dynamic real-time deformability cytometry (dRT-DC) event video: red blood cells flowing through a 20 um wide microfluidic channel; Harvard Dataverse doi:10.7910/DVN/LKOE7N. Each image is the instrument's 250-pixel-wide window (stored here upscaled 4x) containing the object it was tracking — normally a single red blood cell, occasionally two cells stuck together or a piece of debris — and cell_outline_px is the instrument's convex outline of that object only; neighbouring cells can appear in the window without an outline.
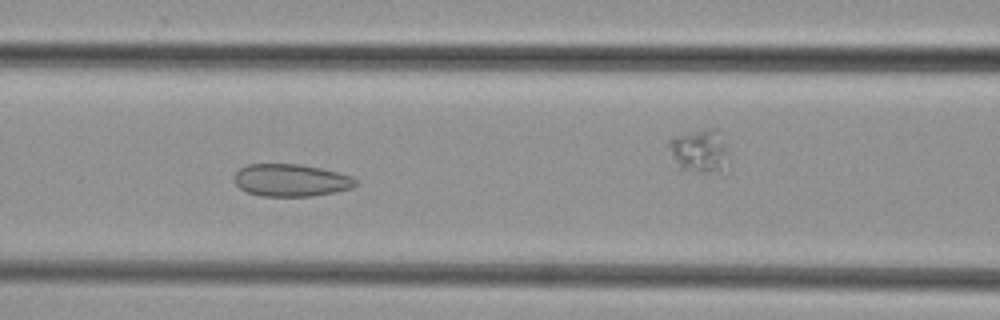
{"species": "common noctule bat (a hibernating species)", "species_latin": "Nyctalus noctula", "temperature_condition": "cold", "stored_images_in_passage": 48, "camera_frame_rate_fps": 3000, "um_per_image_px": 0.085, "animal": {"sex": "female", "body_mass_g": 29.2, "forearm_length_mm": 56.3}, "frame": {"image": 1, "passage_image": 19, "time_ms": 6.0, "image_size_px": [1000, 320], "cell_outline_px": [[356, 184], [352, 188], [312, 196], [260, 196], [248, 192], [240, 188], [232, 180], [232, 176], [240, 168], [248, 164], [300, 164], [320, 168], [352, 176], [356, 180]], "centroid_in_image_um": [24.68, 15.32], "position_along_channel_um": 141.9, "area_um2": 22.89}}
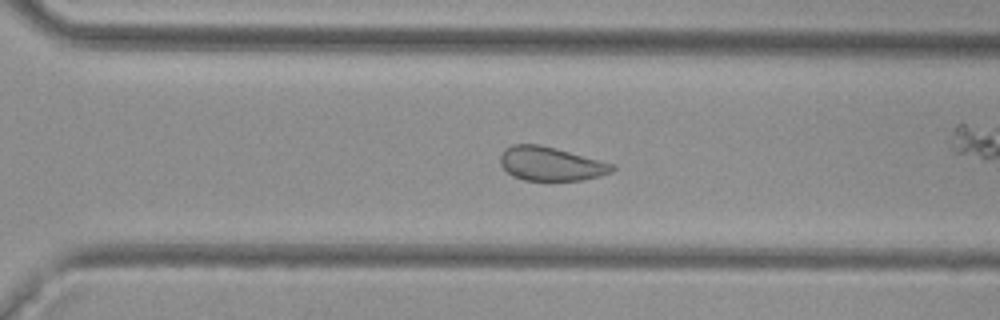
{"frame": {"image": 2, "passage_image": 32, "time_ms": 10.333, "image_size_px": [1000, 320], "cell_outline_px": [[616, 168], [612, 172], [600, 176], [580, 180], [524, 180], [512, 176], [500, 164], [500, 156], [504, 148], [512, 144], [540, 144], [556, 148], [616, 164]], "centroid_in_image_um": [46.83, 13.91], "position_along_channel_um": 323.8, "area_um2": 22.25}}
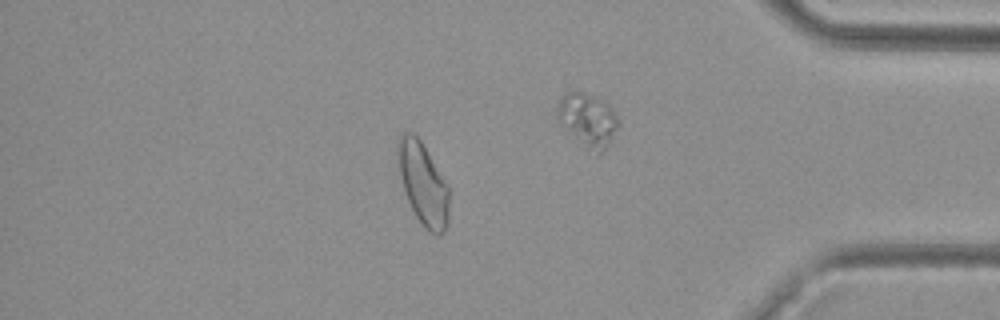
{"frame": {"image": 3, "passage_image": 40, "time_ms": 13.0, "image_size_px": [1000, 320], "cell_outline_px": [[448, 224], [444, 232], [440, 236], [436, 236], [428, 232], [416, 216], [404, 192], [400, 176], [396, 156], [396, 144], [400, 136], [404, 132], [412, 132], [420, 140], [448, 184]], "centroid_in_image_um": [35.95, 15.63], "position_along_channel_um": 399.3, "area_um2": 24.74}}